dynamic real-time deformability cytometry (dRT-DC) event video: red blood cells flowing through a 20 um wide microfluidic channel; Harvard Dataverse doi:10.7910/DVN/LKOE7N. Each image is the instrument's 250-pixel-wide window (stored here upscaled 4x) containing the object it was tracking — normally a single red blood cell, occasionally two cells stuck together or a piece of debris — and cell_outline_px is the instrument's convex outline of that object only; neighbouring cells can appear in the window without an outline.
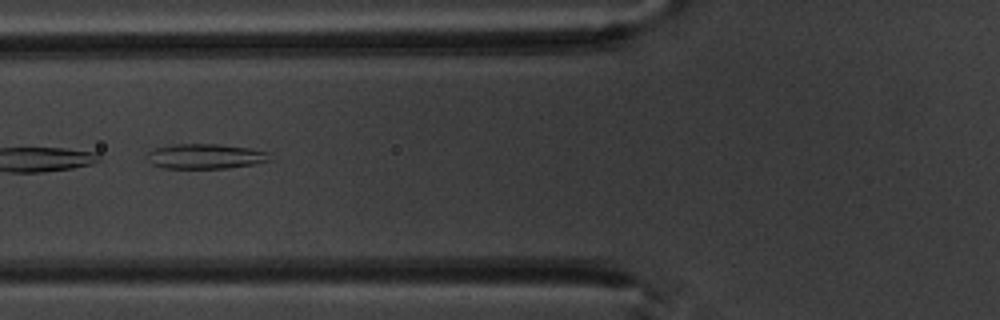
{"species": "common noctule bat (a hibernating species)", "species_latin": "Nyctalus noctula", "temperature_condition": "warm", "stored_images_in_passage": 8, "camera_frame_rate_fps": 3000, "um_per_image_px": 0.085, "animal": {"sex": "male", "body_mass_g": 20.1, "forearm_length_mm": 53.5}, "frame": {"image": 1, "passage_image": 4, "time_ms": 3.667, "image_size_px": [1000, 320], "cell_outline_px": [[272, 160], [256, 164], [224, 168], [164, 168], [152, 164], [144, 156], [148, 152], [156, 148], [172, 144], [216, 144], [252, 148], [272, 152]], "centroid_in_image_um": [17.51, 13.28], "position_along_channel_um": 108.3, "area_um2": 18.15}}
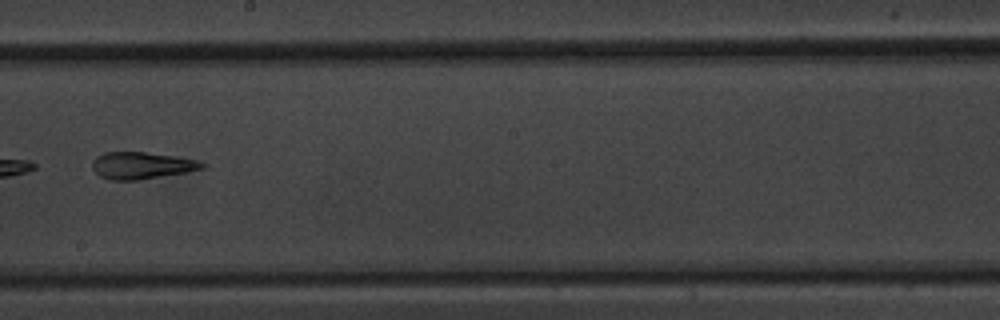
{"frame": {"image": 2, "passage_image": 7, "time_ms": 7.0, "image_size_px": [1000, 320], "cell_outline_px": [[208, 168], [188, 172], [140, 180], [112, 180], [100, 176], [92, 168], [92, 160], [96, 156], [104, 152], [144, 152], [172, 156], [196, 160], [208, 164]], "centroid_in_image_um": [12.07, 14.07], "position_along_channel_um": 236.1, "area_um2": 17.4}}
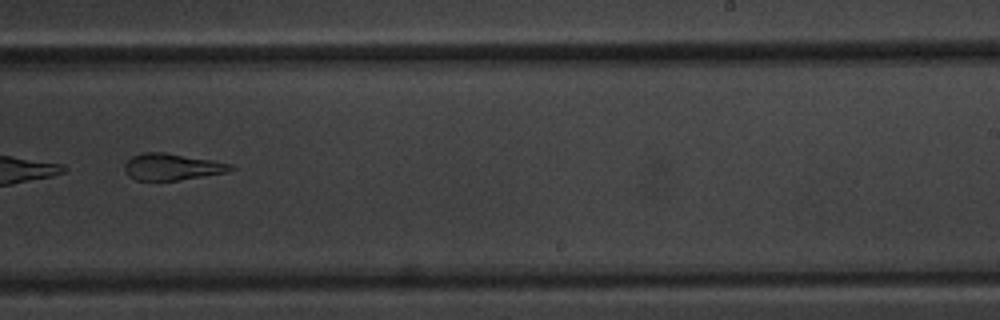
{"frame": {"image": 3, "passage_image": 8, "time_ms": 8.0, "image_size_px": [1000, 320], "cell_outline_px": [[236, 168], [228, 172], [176, 180], [136, 180], [128, 176], [124, 172], [124, 164], [132, 156], [144, 152], [164, 152], [212, 160], [232, 164]], "centroid_in_image_um": [14.6, 14.18], "position_along_channel_um": 274.4, "area_um2": 16.42}}